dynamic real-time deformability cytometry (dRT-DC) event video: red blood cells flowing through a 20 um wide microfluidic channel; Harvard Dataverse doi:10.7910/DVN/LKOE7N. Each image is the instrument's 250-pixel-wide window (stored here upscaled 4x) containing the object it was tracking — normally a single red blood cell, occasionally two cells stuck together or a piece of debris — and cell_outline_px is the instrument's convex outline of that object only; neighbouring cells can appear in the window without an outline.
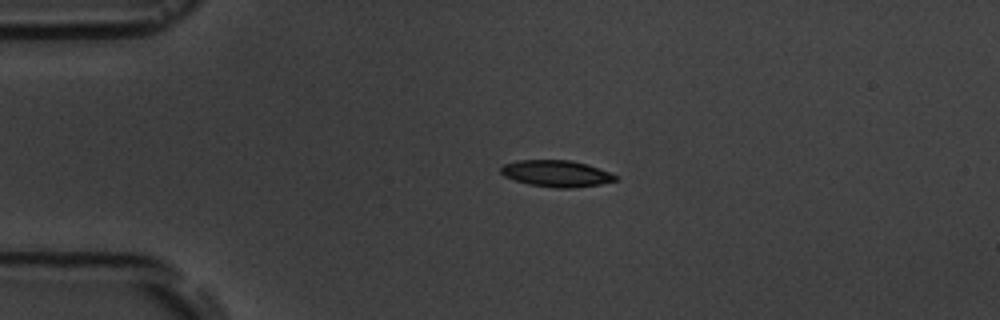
{"species": "common noctule bat (a hibernating species)", "species_latin": "Nyctalus noctula", "temperature_condition": "room temperature", "stored_images_in_passage": 5, "camera_frame_rate_fps": 3000, "um_per_image_px": 0.085, "animal": {"sex": "male", "body_mass_g": 19.5, "forearm_length_mm": 54.6}, "frame": {"image": 1, "passage_image": 4, "time_ms": 4.0, "image_size_px": [1000, 320], "cell_outline_px": [[620, 176], [616, 180], [600, 184], [576, 188], [552, 188], [528, 184], [504, 176], [500, 172], [500, 168], [504, 164], [516, 160], [572, 160], [588, 164]], "centroid_in_image_um": [47.31, 14.75], "position_along_channel_um": 37.7, "area_um2": 17.92}}